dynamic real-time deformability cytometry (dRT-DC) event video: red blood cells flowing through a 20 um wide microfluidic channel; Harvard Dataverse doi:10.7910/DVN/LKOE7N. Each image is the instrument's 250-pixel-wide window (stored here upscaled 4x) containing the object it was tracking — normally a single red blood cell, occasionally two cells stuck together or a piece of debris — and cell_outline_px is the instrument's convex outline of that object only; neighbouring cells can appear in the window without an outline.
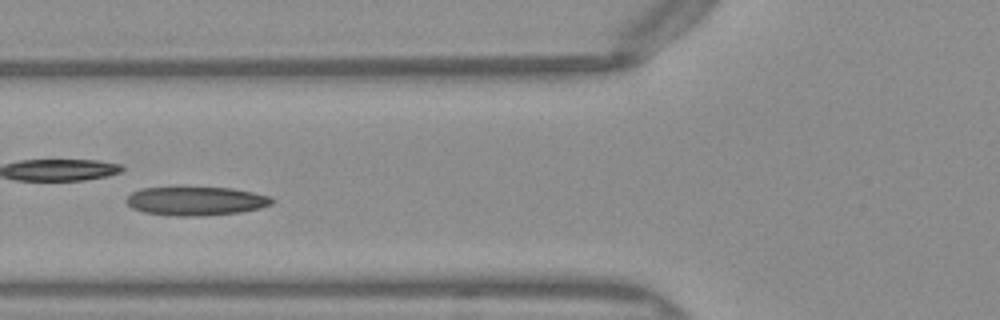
{"species": "Egyptian fruit bat (a non-hibernating species)", "species_latin": "Rousettus aegyptiacus", "temperature_condition": "warm", "stored_images_in_passage": 44, "camera_frame_rate_fps": 3000, "um_per_image_px": 0.085, "frame": {"image": 1, "passage_image": 13, "time_ms": 4.0, "image_size_px": [1000, 320], "cell_outline_px": [[276, 200], [272, 204], [260, 208], [240, 212], [200, 216], [176, 216], [144, 212], [132, 208], [124, 200], [132, 192], [144, 188], [232, 188], [272, 196]], "centroid_in_image_um": [16.69, 17.09], "position_along_channel_um": 109.1, "area_um2": 24.28}, "authors_computed_cell_mechanics": {"area_um2": 23.7847, "velocity_mm_per_s": 3.9871, "shape_relaxation_time_tau1_ms": 4.4396, "shape_relaxation_time_tau2_ms": 4.0969, "deformation_change_tau1": 0.1098, "deformation_change_tau2": 0.0881}}